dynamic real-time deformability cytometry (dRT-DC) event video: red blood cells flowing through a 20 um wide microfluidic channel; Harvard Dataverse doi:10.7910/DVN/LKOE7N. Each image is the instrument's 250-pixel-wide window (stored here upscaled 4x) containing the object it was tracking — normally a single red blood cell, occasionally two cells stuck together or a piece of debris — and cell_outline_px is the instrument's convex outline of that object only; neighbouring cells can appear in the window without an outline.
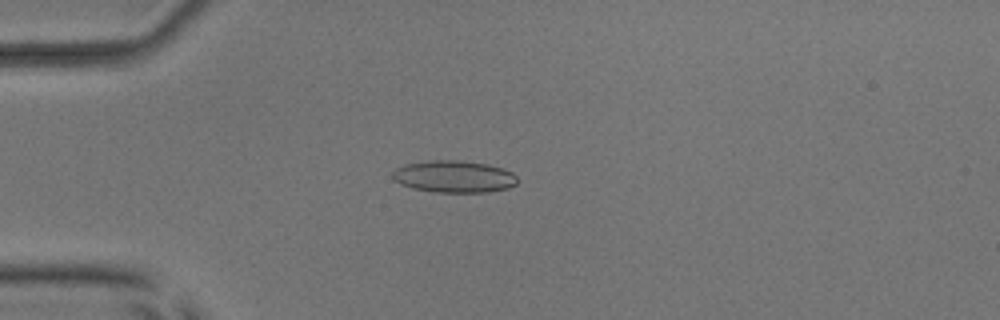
{"species": "common noctule bat (a hibernating species)", "species_latin": "Nyctalus noctula", "temperature_condition": "room temperature", "stored_images_in_passage": 46, "camera_frame_rate_fps": 3000, "um_per_image_px": 0.085, "animal": {"sex": "male", "body_mass_g": 17.9, "forearm_length_mm": 54.2}, "frame": {"image": 1, "passage_image": 14, "time_ms": 4.333, "image_size_px": [1000, 320], "cell_outline_px": [[516, 184], [508, 188], [488, 192], [436, 192], [412, 188], [400, 184], [392, 180], [392, 172], [396, 168], [404, 164], [428, 160], [460, 160], [488, 164], [504, 168], [512, 172], [516, 176]], "centroid_in_image_um": [38.56, 15.0], "position_along_channel_um": 46.4, "area_um2": 23.52}}
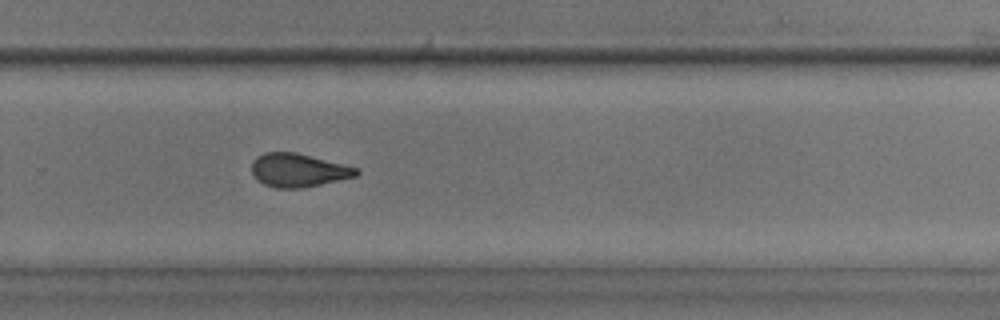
{"frame": {"image": 2, "passage_image": 36, "time_ms": 11.667, "image_size_px": [1000, 320], "cell_outline_px": [[360, 172], [356, 176], [320, 184], [300, 188], [276, 188], [264, 184], [256, 180], [252, 176], [252, 160], [256, 156], [264, 152], [296, 152], [360, 168]], "centroid_in_image_um": [25.33, 14.46], "position_along_channel_um": 304.5, "area_um2": 20.52}}
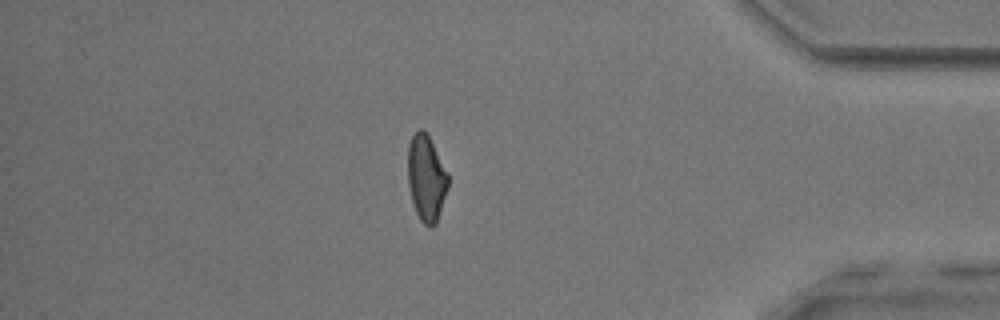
{"frame": {"image": 3, "passage_image": 46, "time_ms": 15.0, "image_size_px": [1000, 320], "cell_outline_px": [[448, 188], [436, 224], [432, 228], [428, 228], [420, 220], [416, 212], [412, 200], [408, 184], [408, 144], [412, 136], [420, 128], [424, 128], [448, 172]], "centroid_in_image_um": [36.24, 15.15], "position_along_channel_um": 399.0, "area_um2": 20.29}, "authors_computed_cell_mechanics": {"area_um2": 21.4438, "velocity_mm_per_s": 3.8101, "shape_relaxation_time_tau1_ms": 8.2036, "shape_relaxation_time_tau2_ms": 2.3677, "deformation_change_tau1": 0.1867, "deformation_change_tau2": 0.11}}